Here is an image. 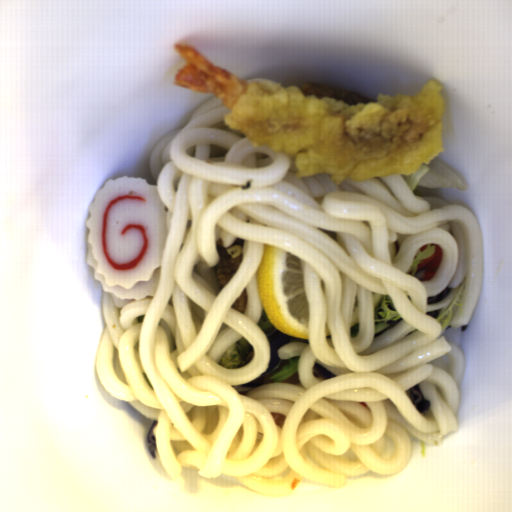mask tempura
Returning a JSON list of instances; mask_svg holds the SVG:
<instances>
[{
    "label": "tempura",
    "instance_id": "obj_1",
    "mask_svg": "<svg viewBox=\"0 0 512 512\" xmlns=\"http://www.w3.org/2000/svg\"><path fill=\"white\" fill-rule=\"evenodd\" d=\"M185 60L173 83L213 94L225 124L256 147L292 158L297 178L329 173L340 185L390 174L416 173L444 152L446 103L434 79L414 94L378 93L377 102L348 104L284 88L268 78H242L208 61L194 47L174 44Z\"/></svg>",
    "mask_w": 512,
    "mask_h": 512
}]
</instances>
